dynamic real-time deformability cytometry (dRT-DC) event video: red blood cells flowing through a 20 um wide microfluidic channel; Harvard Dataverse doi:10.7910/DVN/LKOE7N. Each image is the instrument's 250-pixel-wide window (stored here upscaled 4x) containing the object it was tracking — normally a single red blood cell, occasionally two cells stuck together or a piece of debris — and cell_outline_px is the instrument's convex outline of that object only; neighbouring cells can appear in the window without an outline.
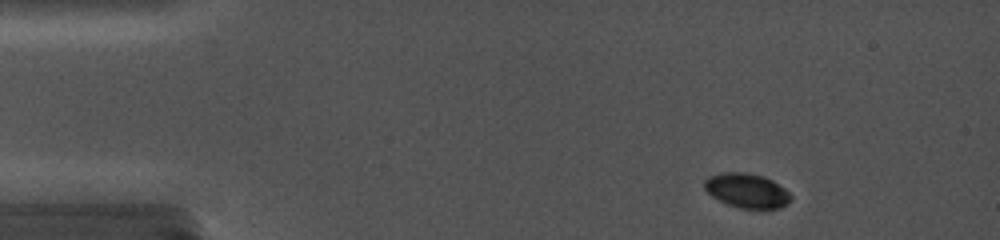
{"species": "common noctule bat (a hibernating species)", "species_latin": "Nyctalus noctula", "temperature_condition": "cold", "stored_images_in_passage": 35, "camera_frame_rate_fps": 5000, "um_per_image_px": 0.085, "animal": {"sex": "female", "body_mass_g": 19.0, "forearm_length_mm": 56.7}, "frame": {"image": 1, "passage_image": 3, "time_ms": 0.8, "image_size_px": [1000, 240], "cell_outline_px": [[792, 200], [788, 204], [780, 208], [740, 208], [728, 204], [712, 196], [704, 188], [704, 180], [708, 176], [720, 172], [748, 172], [764, 176], [772, 180], [784, 188], [792, 196]], "centroid_in_image_um": [63.49, 16.18], "position_along_channel_um": 21.5, "area_um2": 17.46}}
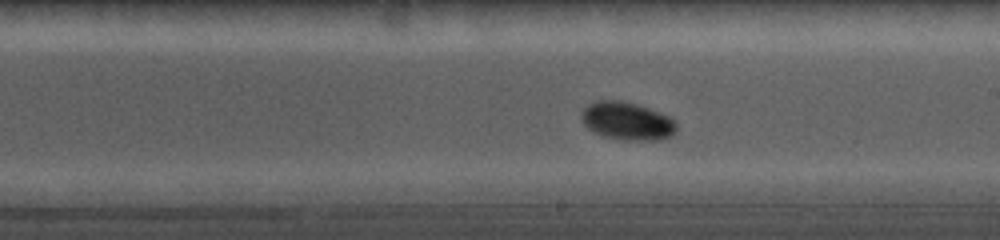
{"frame": {"image": 2, "passage_image": 25, "time_ms": 8.8, "image_size_px": [1000, 240], "cell_outline_px": [[676, 132], [660, 140], [624, 140], [600, 136], [588, 128], [584, 124], [580, 116], [584, 108], [592, 100], [620, 100], [636, 104], [660, 112], [668, 116], [676, 124]], "centroid_in_image_um": [53.26, 10.28], "position_along_channel_um": 235.7, "area_um2": 21.1}}
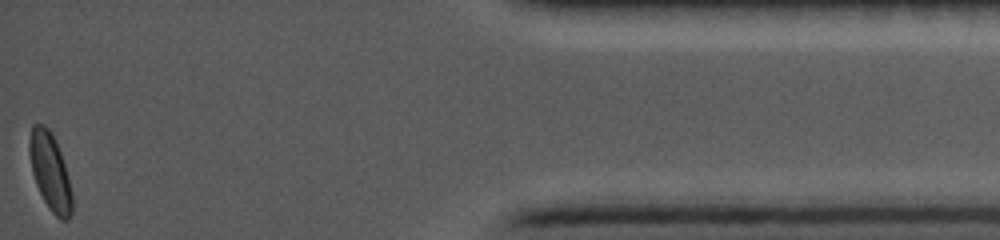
{"frame": {"image": 3, "passage_image": 35, "time_ms": 15.4, "image_size_px": [1000, 240], "cell_outline_px": [[72, 212], [68, 220], [60, 220], [48, 208], [36, 184], [32, 172], [28, 152], [28, 140], [32, 124], [44, 124], [48, 128], [60, 152], [64, 164], [72, 196]], "centroid_in_image_um": [4.23, 14.59], "position_along_channel_um": 431.0, "area_um2": 19.02}, "authors_computed_cell_mechanics": {"area_um2": 19.7098, "velocity_mm_per_s": 3.7414, "shape_relaxation_time_tau1_ms": 1.6251, "shape_relaxation_time_tau2_ms": null, "deformation_change_tau1": 0.0547, "deformation_change_tau2": null}}